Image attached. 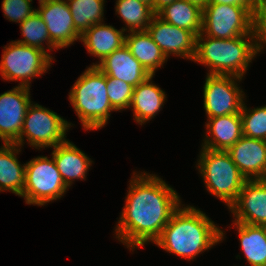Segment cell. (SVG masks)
Masks as SVG:
<instances>
[{"label":"cell","mask_w":266,"mask_h":266,"mask_svg":"<svg viewBox=\"0 0 266 266\" xmlns=\"http://www.w3.org/2000/svg\"><path fill=\"white\" fill-rule=\"evenodd\" d=\"M1 59L2 79L21 81L20 86L30 88L31 79L46 73L53 57L47 51L11 41L4 46Z\"/></svg>","instance_id":"obj_6"},{"label":"cell","mask_w":266,"mask_h":266,"mask_svg":"<svg viewBox=\"0 0 266 266\" xmlns=\"http://www.w3.org/2000/svg\"><path fill=\"white\" fill-rule=\"evenodd\" d=\"M139 1H142V2L148 4V5H150L152 7V1L153 0H139Z\"/></svg>","instance_id":"obj_35"},{"label":"cell","mask_w":266,"mask_h":266,"mask_svg":"<svg viewBox=\"0 0 266 266\" xmlns=\"http://www.w3.org/2000/svg\"><path fill=\"white\" fill-rule=\"evenodd\" d=\"M202 34L232 39L252 34V14L242 6L207 4L203 9Z\"/></svg>","instance_id":"obj_9"},{"label":"cell","mask_w":266,"mask_h":266,"mask_svg":"<svg viewBox=\"0 0 266 266\" xmlns=\"http://www.w3.org/2000/svg\"><path fill=\"white\" fill-rule=\"evenodd\" d=\"M109 102L115 111L130 108L134 86L117 78L106 76Z\"/></svg>","instance_id":"obj_29"},{"label":"cell","mask_w":266,"mask_h":266,"mask_svg":"<svg viewBox=\"0 0 266 266\" xmlns=\"http://www.w3.org/2000/svg\"><path fill=\"white\" fill-rule=\"evenodd\" d=\"M67 189L53 157L38 156L26 163L21 196L26 204L43 206L62 197Z\"/></svg>","instance_id":"obj_7"},{"label":"cell","mask_w":266,"mask_h":266,"mask_svg":"<svg viewBox=\"0 0 266 266\" xmlns=\"http://www.w3.org/2000/svg\"><path fill=\"white\" fill-rule=\"evenodd\" d=\"M70 126L71 124L57 113L38 103H31L26 111L20 137L15 144L22 147L26 137L28 144L36 149L55 147L66 141V131Z\"/></svg>","instance_id":"obj_8"},{"label":"cell","mask_w":266,"mask_h":266,"mask_svg":"<svg viewBox=\"0 0 266 266\" xmlns=\"http://www.w3.org/2000/svg\"><path fill=\"white\" fill-rule=\"evenodd\" d=\"M252 34L256 53L264 49L266 44V0H259L257 7L252 13Z\"/></svg>","instance_id":"obj_30"},{"label":"cell","mask_w":266,"mask_h":266,"mask_svg":"<svg viewBox=\"0 0 266 266\" xmlns=\"http://www.w3.org/2000/svg\"><path fill=\"white\" fill-rule=\"evenodd\" d=\"M237 80L241 81L242 78L207 74L203 87V106L208 118L240 113L244 92L238 87Z\"/></svg>","instance_id":"obj_10"},{"label":"cell","mask_w":266,"mask_h":266,"mask_svg":"<svg viewBox=\"0 0 266 266\" xmlns=\"http://www.w3.org/2000/svg\"><path fill=\"white\" fill-rule=\"evenodd\" d=\"M226 152L247 180L266 179L265 140L242 136Z\"/></svg>","instance_id":"obj_15"},{"label":"cell","mask_w":266,"mask_h":266,"mask_svg":"<svg viewBox=\"0 0 266 266\" xmlns=\"http://www.w3.org/2000/svg\"><path fill=\"white\" fill-rule=\"evenodd\" d=\"M154 75L134 87L130 108L134 111L135 121L142 125L154 118L164 105L166 95L161 88L152 83Z\"/></svg>","instance_id":"obj_20"},{"label":"cell","mask_w":266,"mask_h":266,"mask_svg":"<svg viewBox=\"0 0 266 266\" xmlns=\"http://www.w3.org/2000/svg\"><path fill=\"white\" fill-rule=\"evenodd\" d=\"M127 29L128 28L124 27L117 30L112 25L98 23L88 28L81 35L80 40L84 42L87 51L91 55L98 57L101 61L106 56L125 45L126 35H124V32H126Z\"/></svg>","instance_id":"obj_19"},{"label":"cell","mask_w":266,"mask_h":266,"mask_svg":"<svg viewBox=\"0 0 266 266\" xmlns=\"http://www.w3.org/2000/svg\"><path fill=\"white\" fill-rule=\"evenodd\" d=\"M259 0H209L208 4H224L245 7L251 14L258 5Z\"/></svg>","instance_id":"obj_32"},{"label":"cell","mask_w":266,"mask_h":266,"mask_svg":"<svg viewBox=\"0 0 266 266\" xmlns=\"http://www.w3.org/2000/svg\"><path fill=\"white\" fill-rule=\"evenodd\" d=\"M115 9L128 32L146 30L155 15L150 5L139 0H117Z\"/></svg>","instance_id":"obj_25"},{"label":"cell","mask_w":266,"mask_h":266,"mask_svg":"<svg viewBox=\"0 0 266 266\" xmlns=\"http://www.w3.org/2000/svg\"><path fill=\"white\" fill-rule=\"evenodd\" d=\"M175 0H153L152 1V10L154 14H158L166 6L170 5Z\"/></svg>","instance_id":"obj_33"},{"label":"cell","mask_w":266,"mask_h":266,"mask_svg":"<svg viewBox=\"0 0 266 266\" xmlns=\"http://www.w3.org/2000/svg\"><path fill=\"white\" fill-rule=\"evenodd\" d=\"M69 100L85 130L104 127L110 113L115 111L109 102L106 75L93 65L78 77L69 93Z\"/></svg>","instance_id":"obj_4"},{"label":"cell","mask_w":266,"mask_h":266,"mask_svg":"<svg viewBox=\"0 0 266 266\" xmlns=\"http://www.w3.org/2000/svg\"><path fill=\"white\" fill-rule=\"evenodd\" d=\"M93 66H97L106 76L117 78L134 87L150 76L126 45L115 50L99 63H93Z\"/></svg>","instance_id":"obj_16"},{"label":"cell","mask_w":266,"mask_h":266,"mask_svg":"<svg viewBox=\"0 0 266 266\" xmlns=\"http://www.w3.org/2000/svg\"><path fill=\"white\" fill-rule=\"evenodd\" d=\"M51 155L67 187H70L75 179L85 180L92 161L76 145L66 140L53 147Z\"/></svg>","instance_id":"obj_18"},{"label":"cell","mask_w":266,"mask_h":266,"mask_svg":"<svg viewBox=\"0 0 266 266\" xmlns=\"http://www.w3.org/2000/svg\"><path fill=\"white\" fill-rule=\"evenodd\" d=\"M75 29L82 35L92 25L102 23L104 0H66Z\"/></svg>","instance_id":"obj_26"},{"label":"cell","mask_w":266,"mask_h":266,"mask_svg":"<svg viewBox=\"0 0 266 266\" xmlns=\"http://www.w3.org/2000/svg\"><path fill=\"white\" fill-rule=\"evenodd\" d=\"M39 5L36 12L45 22L50 40L59 49L80 40L81 34L75 29L66 0H39Z\"/></svg>","instance_id":"obj_12"},{"label":"cell","mask_w":266,"mask_h":266,"mask_svg":"<svg viewBox=\"0 0 266 266\" xmlns=\"http://www.w3.org/2000/svg\"><path fill=\"white\" fill-rule=\"evenodd\" d=\"M20 29L24 39L17 40L16 42L45 51L42 44L44 41H47L46 44L50 51L51 49H59L50 40L46 24L37 12L20 23Z\"/></svg>","instance_id":"obj_27"},{"label":"cell","mask_w":266,"mask_h":266,"mask_svg":"<svg viewBox=\"0 0 266 266\" xmlns=\"http://www.w3.org/2000/svg\"><path fill=\"white\" fill-rule=\"evenodd\" d=\"M253 41V35L216 39L200 33L196 37V54L193 61L207 66L210 69L207 74L242 78L257 54Z\"/></svg>","instance_id":"obj_3"},{"label":"cell","mask_w":266,"mask_h":266,"mask_svg":"<svg viewBox=\"0 0 266 266\" xmlns=\"http://www.w3.org/2000/svg\"><path fill=\"white\" fill-rule=\"evenodd\" d=\"M186 1L201 8L202 10L209 3V0H186Z\"/></svg>","instance_id":"obj_34"},{"label":"cell","mask_w":266,"mask_h":266,"mask_svg":"<svg viewBox=\"0 0 266 266\" xmlns=\"http://www.w3.org/2000/svg\"><path fill=\"white\" fill-rule=\"evenodd\" d=\"M229 209L235 217L233 222L266 226V179L247 180Z\"/></svg>","instance_id":"obj_14"},{"label":"cell","mask_w":266,"mask_h":266,"mask_svg":"<svg viewBox=\"0 0 266 266\" xmlns=\"http://www.w3.org/2000/svg\"><path fill=\"white\" fill-rule=\"evenodd\" d=\"M21 147L15 143H4L0 147V192L9 190L22 196L25 185L26 164H20L16 154Z\"/></svg>","instance_id":"obj_21"},{"label":"cell","mask_w":266,"mask_h":266,"mask_svg":"<svg viewBox=\"0 0 266 266\" xmlns=\"http://www.w3.org/2000/svg\"><path fill=\"white\" fill-rule=\"evenodd\" d=\"M30 88L15 86L0 94V139L15 143L23 128L28 106L31 104Z\"/></svg>","instance_id":"obj_11"},{"label":"cell","mask_w":266,"mask_h":266,"mask_svg":"<svg viewBox=\"0 0 266 266\" xmlns=\"http://www.w3.org/2000/svg\"><path fill=\"white\" fill-rule=\"evenodd\" d=\"M31 2L32 0H3L1 6L4 16L9 21L22 23L36 12V9H32Z\"/></svg>","instance_id":"obj_31"},{"label":"cell","mask_w":266,"mask_h":266,"mask_svg":"<svg viewBox=\"0 0 266 266\" xmlns=\"http://www.w3.org/2000/svg\"><path fill=\"white\" fill-rule=\"evenodd\" d=\"M207 119L206 129L211 137L206 135L202 148L214 151H227L243 136L240 113Z\"/></svg>","instance_id":"obj_17"},{"label":"cell","mask_w":266,"mask_h":266,"mask_svg":"<svg viewBox=\"0 0 266 266\" xmlns=\"http://www.w3.org/2000/svg\"><path fill=\"white\" fill-rule=\"evenodd\" d=\"M197 167L206 189L230 208L247 181L226 151L201 149Z\"/></svg>","instance_id":"obj_5"},{"label":"cell","mask_w":266,"mask_h":266,"mask_svg":"<svg viewBox=\"0 0 266 266\" xmlns=\"http://www.w3.org/2000/svg\"><path fill=\"white\" fill-rule=\"evenodd\" d=\"M180 207L173 212L154 243L189 261L222 241L224 232L196 207Z\"/></svg>","instance_id":"obj_2"},{"label":"cell","mask_w":266,"mask_h":266,"mask_svg":"<svg viewBox=\"0 0 266 266\" xmlns=\"http://www.w3.org/2000/svg\"><path fill=\"white\" fill-rule=\"evenodd\" d=\"M157 15L173 26L191 31L196 37L202 31L203 10L186 0H175Z\"/></svg>","instance_id":"obj_23"},{"label":"cell","mask_w":266,"mask_h":266,"mask_svg":"<svg viewBox=\"0 0 266 266\" xmlns=\"http://www.w3.org/2000/svg\"><path fill=\"white\" fill-rule=\"evenodd\" d=\"M240 115L243 136L266 141V106L250 110L243 103Z\"/></svg>","instance_id":"obj_28"},{"label":"cell","mask_w":266,"mask_h":266,"mask_svg":"<svg viewBox=\"0 0 266 266\" xmlns=\"http://www.w3.org/2000/svg\"><path fill=\"white\" fill-rule=\"evenodd\" d=\"M125 45L150 75H154L156 69L167 61L147 30L126 34Z\"/></svg>","instance_id":"obj_22"},{"label":"cell","mask_w":266,"mask_h":266,"mask_svg":"<svg viewBox=\"0 0 266 266\" xmlns=\"http://www.w3.org/2000/svg\"><path fill=\"white\" fill-rule=\"evenodd\" d=\"M124 209L115 227L116 238L133 250L160 236L181 205L178 193L157 175L133 173Z\"/></svg>","instance_id":"obj_1"},{"label":"cell","mask_w":266,"mask_h":266,"mask_svg":"<svg viewBox=\"0 0 266 266\" xmlns=\"http://www.w3.org/2000/svg\"><path fill=\"white\" fill-rule=\"evenodd\" d=\"M146 30L167 59L172 54L193 61L196 54V36L191 31L173 26L157 14L153 16Z\"/></svg>","instance_id":"obj_13"},{"label":"cell","mask_w":266,"mask_h":266,"mask_svg":"<svg viewBox=\"0 0 266 266\" xmlns=\"http://www.w3.org/2000/svg\"><path fill=\"white\" fill-rule=\"evenodd\" d=\"M239 233L242 251L251 266H266V226L233 222Z\"/></svg>","instance_id":"obj_24"}]
</instances>
